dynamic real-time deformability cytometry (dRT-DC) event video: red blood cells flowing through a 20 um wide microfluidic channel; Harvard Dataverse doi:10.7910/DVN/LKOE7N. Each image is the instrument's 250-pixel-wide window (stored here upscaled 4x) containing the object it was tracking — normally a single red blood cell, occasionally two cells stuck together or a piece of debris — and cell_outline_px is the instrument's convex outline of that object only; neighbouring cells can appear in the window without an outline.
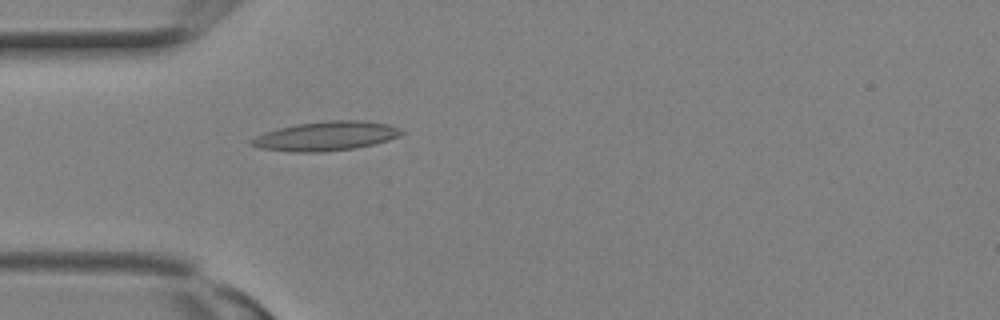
{"species": "Egyptian fruit bat (a non-hibernating species)", "species_latin": "Rousettus aegyptiacus", "temperature_condition": "room temperature", "stored_images_in_passage": 3, "camera_frame_rate_fps": 3000, "um_per_image_px": 0.085, "animal": {"sex": "female"}, "frame": {"image": 1, "passage_image": 3, "time_ms": 0.667, "image_size_px": [1000, 320], "cell_outline_px": [[404, 132], [400, 136], [388, 140], [356, 148], [324, 152], [292, 152], [260, 148], [248, 144], [248, 140], [264, 132], [296, 124], [332, 120], [360, 120], [388, 124], [400, 128]], "centroid_in_image_um": [27.69, 11.57], "position_along_channel_um": 57.3, "area_um2": 25.61}}